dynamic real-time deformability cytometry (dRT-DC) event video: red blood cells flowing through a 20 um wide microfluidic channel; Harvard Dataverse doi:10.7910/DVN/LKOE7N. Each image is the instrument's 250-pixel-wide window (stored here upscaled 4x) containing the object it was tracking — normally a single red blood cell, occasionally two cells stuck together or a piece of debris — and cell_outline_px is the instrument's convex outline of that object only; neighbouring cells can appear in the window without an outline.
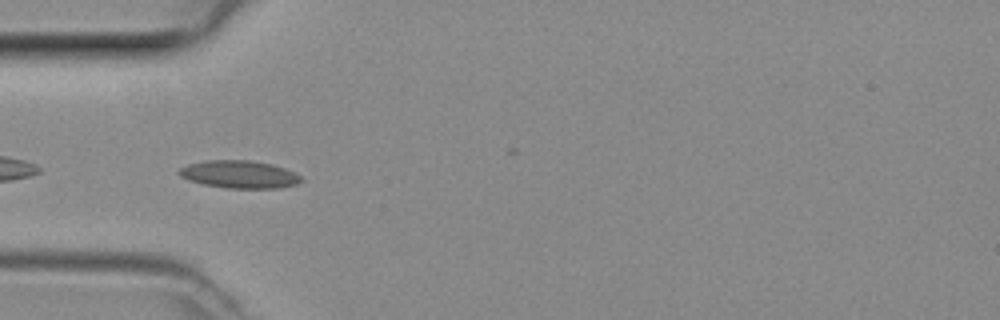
{"species": "common noctule bat (a hibernating species)", "species_latin": "Nyctalus noctula", "temperature_condition": "room temperature", "stored_images_in_passage": 30, "camera_frame_rate_fps": 3000, "um_per_image_px": 0.085, "animal": {"sex": "female", "body_mass_g": 29.2, "forearm_length_mm": 56.3}, "frame": {"image": 1, "passage_image": 2, "time_ms": 0.333, "image_size_px": [1000, 320], "cell_outline_px": [[304, 180], [296, 184], [276, 188], [228, 188], [204, 184], [188, 180], [180, 176], [176, 172], [180, 168], [188, 164], [204, 160], [248, 160], [272, 164], [284, 168], [300, 176]], "centroid_in_image_um": [20.3, 14.81], "position_along_channel_um": 64.7, "area_um2": 19.59}}
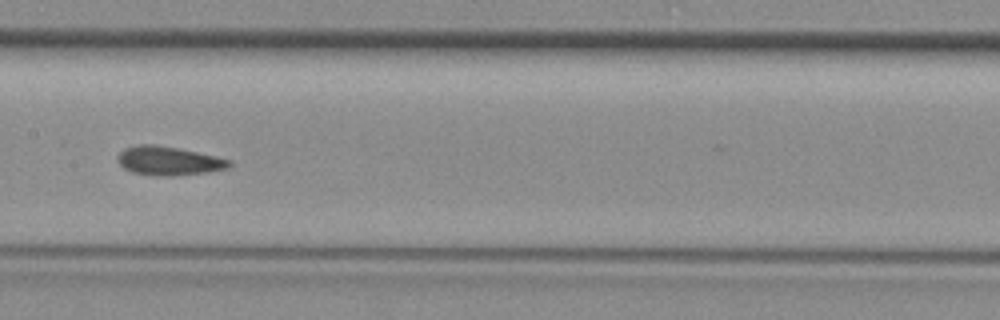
{"frame": {"image": 2, "passage_image": 11, "time_ms": 3.333, "image_size_px": [1000, 320], "cell_outline_px": [[232, 164], [228, 168], [204, 172], [172, 176], [164, 176], [132, 172], [124, 168], [120, 164], [120, 152], [124, 148], [140, 144], [156, 144], [196, 152], [232, 160]], "centroid_in_image_um": [14.35, 13.66], "position_along_channel_um": 193.0, "area_um2": 18.32}}
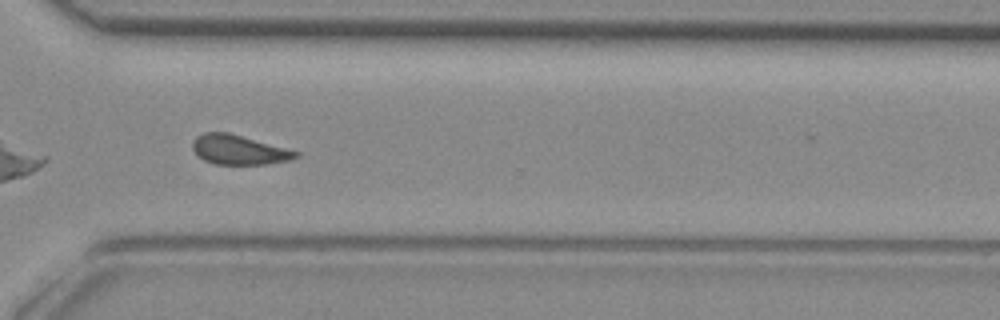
{"frame": {"image": 3, "passage_image": 22, "time_ms": 7.0, "image_size_px": [1000, 320], "cell_outline_px": [[300, 156], [292, 160], [268, 164], [216, 164], [204, 160], [192, 148], [192, 140], [196, 136], [204, 132], [228, 132], [300, 152]], "centroid_in_image_um": [20.32, 12.73], "position_along_channel_um": 350.3, "area_um2": 17.74}}